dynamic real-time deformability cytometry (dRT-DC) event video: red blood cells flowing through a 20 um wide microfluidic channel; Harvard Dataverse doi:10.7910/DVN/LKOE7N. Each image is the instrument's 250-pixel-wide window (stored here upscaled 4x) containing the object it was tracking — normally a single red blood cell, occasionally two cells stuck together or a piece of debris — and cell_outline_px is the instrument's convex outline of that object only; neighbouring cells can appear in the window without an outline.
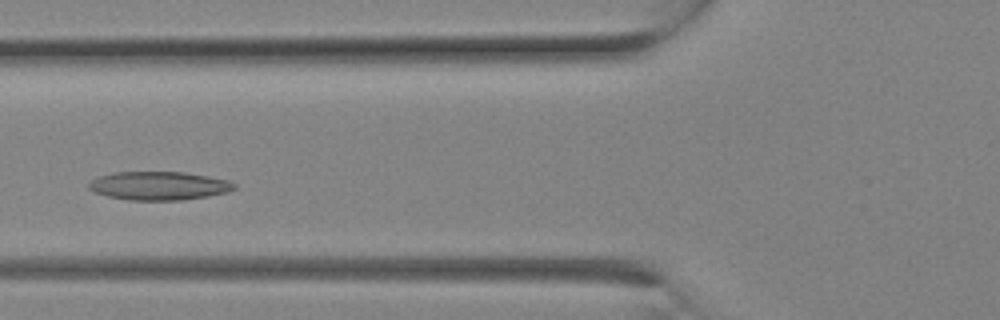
{"species": "Egyptian fruit bat (a non-hibernating species)", "species_latin": "Rousettus aegyptiacus", "temperature_condition": "room temperature", "stored_images_in_passage": 9, "camera_frame_rate_fps": 3000, "um_per_image_px": 0.085, "animal": {"sex": "female"}, "frame": {"image": 1, "passage_image": 8, "time_ms": 2.333, "image_size_px": [1000, 320], "cell_outline_px": [[236, 188], [228, 192], [208, 196], [180, 200], [128, 200], [108, 196], [96, 192], [88, 188], [88, 180], [96, 176], [116, 172], [184, 172], [208, 176], [228, 180], [236, 184]], "centroid_in_image_um": [13.49, 15.78], "position_along_channel_um": 112.3, "area_um2": 24.28}}